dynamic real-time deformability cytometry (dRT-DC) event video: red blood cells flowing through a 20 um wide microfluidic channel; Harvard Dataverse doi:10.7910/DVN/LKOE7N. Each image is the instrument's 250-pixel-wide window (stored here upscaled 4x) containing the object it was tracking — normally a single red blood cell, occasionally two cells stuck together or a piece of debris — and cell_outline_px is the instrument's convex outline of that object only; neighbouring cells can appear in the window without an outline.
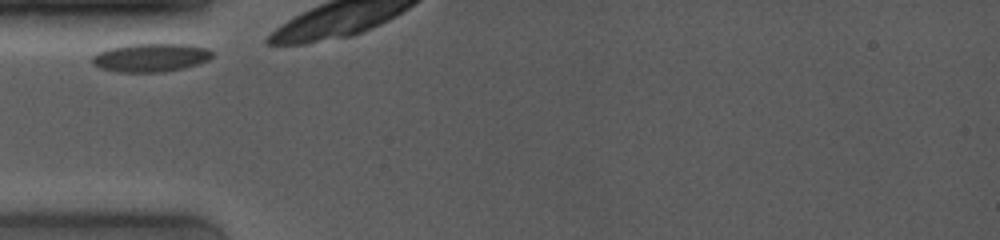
{"species": "common noctule bat (a hibernating species)", "species_latin": "Nyctalus noctula", "temperature_condition": "room temperature", "stored_images_in_passage": 30, "camera_frame_rate_fps": 4000, "um_per_image_px": 0.085, "animal": {"sex": "female", "body_mass_g": 19.0, "forearm_length_mm": 53.3}, "frame": {"image": 1, "passage_image": 1, "time_ms": 0.0, "image_size_px": [1000, 240], "cell_outline_px": [[212, 56], [208, 60], [184, 68], [164, 72], [116, 72], [100, 68], [92, 64], [92, 56], [108, 48], [128, 44], [188, 44], [208, 48], [212, 52]], "centroid_in_image_um": [12.8, 4.89], "position_along_channel_um": 72.2, "area_um2": 19.94}}